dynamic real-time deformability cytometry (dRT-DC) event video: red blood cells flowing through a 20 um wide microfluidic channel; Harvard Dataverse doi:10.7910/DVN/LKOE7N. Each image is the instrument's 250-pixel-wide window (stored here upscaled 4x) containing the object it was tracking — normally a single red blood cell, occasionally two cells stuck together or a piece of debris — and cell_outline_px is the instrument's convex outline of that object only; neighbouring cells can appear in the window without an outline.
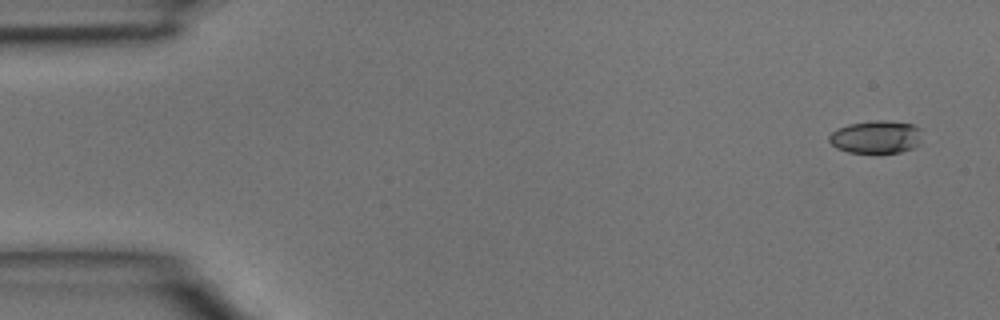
{"species": "common noctule bat (a hibernating species)", "species_latin": "Nyctalus noctula", "temperature_condition": "room temperature", "stored_images_in_passage": 4, "segment_of_instrument_passage": [2, 2], "camera_frame_rate_fps": 3000, "um_per_image_px": 0.085, "animal": {"sex": "male", "body_mass_g": 15.6}, "frame": {"image": 1, "passage_image": 4, "time_ms": 1.0, "image_size_px": [1000, 320], "cell_outline_px": [[920, 144], [912, 148], [900, 152], [848, 152], [836, 148], [828, 140], [828, 136], [836, 128], [848, 124], [872, 120], [884, 120], [912, 124], [920, 128]], "centroid_in_image_um": [74.44, 11.63], "position_along_channel_um": 10.6, "area_um2": 17.8}}